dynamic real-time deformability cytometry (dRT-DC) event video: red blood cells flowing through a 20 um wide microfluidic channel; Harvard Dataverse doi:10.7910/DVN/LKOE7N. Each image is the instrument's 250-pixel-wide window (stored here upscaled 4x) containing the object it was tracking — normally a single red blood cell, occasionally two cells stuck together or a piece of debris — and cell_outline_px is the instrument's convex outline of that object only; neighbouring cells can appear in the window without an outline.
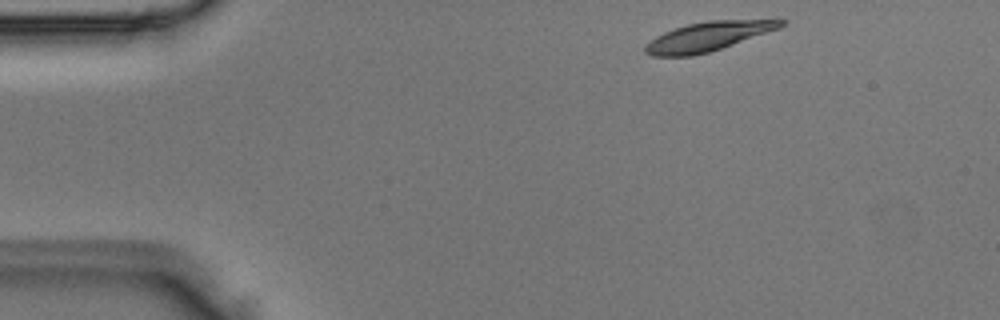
{"species": "Egyptian fruit bat (a non-hibernating species)", "species_latin": "Rousettus aegyptiacus", "temperature_condition": "room temperature", "stored_images_in_passage": 4, "camera_frame_rate_fps": 3000, "um_per_image_px": 0.085, "animal": {"sex": "male"}, "frame": {"image": 1, "passage_image": 1, "time_ms": 0.0, "image_size_px": [1000, 320], "cell_outline_px": [[788, 20], [780, 28], [708, 52], [692, 56], [652, 56], [644, 52], [644, 44], [656, 36], [664, 32], [688, 24], [708, 20]], "centroid_in_image_um": [60.12, 3.1], "position_along_channel_um": 24.9, "area_um2": 22.72}}